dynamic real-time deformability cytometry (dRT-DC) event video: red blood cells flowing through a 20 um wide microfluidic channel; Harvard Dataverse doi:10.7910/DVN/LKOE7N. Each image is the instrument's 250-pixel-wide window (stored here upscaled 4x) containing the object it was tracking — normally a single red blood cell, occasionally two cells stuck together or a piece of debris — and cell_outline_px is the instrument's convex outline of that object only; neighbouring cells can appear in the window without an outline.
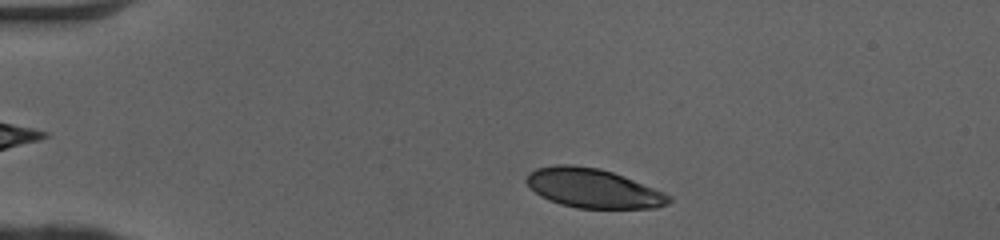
{"species": "human", "species_latin": "Homo sapiens", "temperature_condition": "cold", "stored_images_in_passage": 36, "camera_frame_rate_fps": 3000, "um_per_image_px": 0.085, "donor": {"sex": "female"}, "frame": {"image": 1, "passage_image": 3, "time_ms": 0.667, "image_size_px": [1000, 240], "cell_outline_px": [[672, 200], [668, 204], [656, 208], [576, 208], [560, 204], [548, 200], [540, 196], [524, 180], [528, 172], [536, 168], [556, 164], [572, 164], [600, 168], [624, 176], [664, 192], [672, 196]], "centroid_in_image_um": [50.4, 16.0], "position_along_channel_um": 34.6, "area_um2": 32.77}}
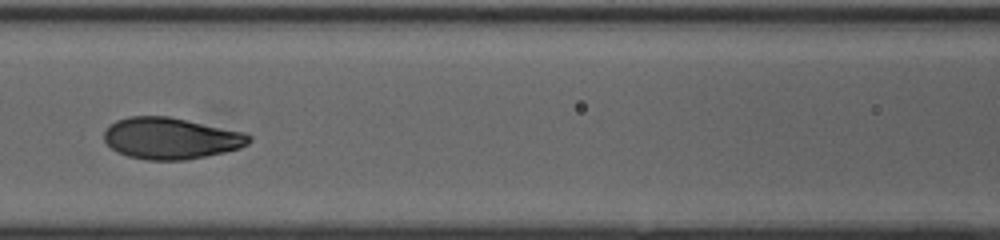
{"frame": {"image": 2, "passage_image": 16, "time_ms": 5.0, "image_size_px": [1000, 240], "cell_outline_px": [[252, 140], [248, 144], [240, 148], [224, 152], [184, 160], [148, 160], [128, 156], [116, 152], [104, 140], [104, 132], [116, 120], [128, 116], [168, 116], [244, 132], [252, 136]], "centroid_in_image_um": [14.53, 11.75], "position_along_channel_um": 152.1, "area_um2": 34.91}}
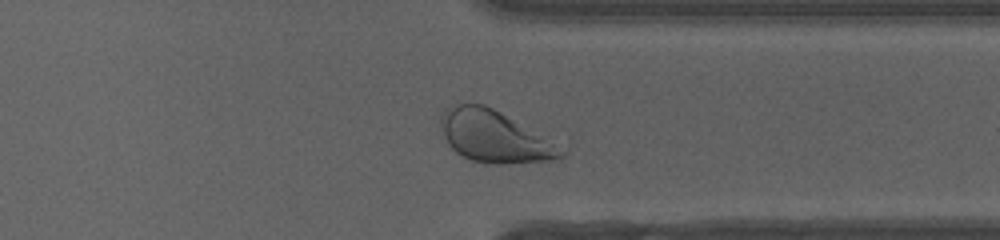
{"frame": {"image": 3, "passage_image": 32, "time_ms": 10.333, "image_size_px": [1000, 240], "cell_outline_px": [[568, 152], [560, 160], [500, 164], [488, 164], [468, 160], [456, 152], [440, 136], [440, 116], [444, 108], [452, 104], [484, 104], [564, 144]], "centroid_in_image_um": [42.09, 11.63], "position_along_channel_um": 369.3, "area_um2": 37.69}, "authors_computed_cell_mechanics": {"area_um2": 34.8245, "velocity_mm_per_s": 4.0696, "shape_relaxation_time_tau1_ms": 2.6709, "shape_relaxation_time_tau2_ms": null, "deformation_change_tau1": 0.1661, "deformation_change_tau2": null}}